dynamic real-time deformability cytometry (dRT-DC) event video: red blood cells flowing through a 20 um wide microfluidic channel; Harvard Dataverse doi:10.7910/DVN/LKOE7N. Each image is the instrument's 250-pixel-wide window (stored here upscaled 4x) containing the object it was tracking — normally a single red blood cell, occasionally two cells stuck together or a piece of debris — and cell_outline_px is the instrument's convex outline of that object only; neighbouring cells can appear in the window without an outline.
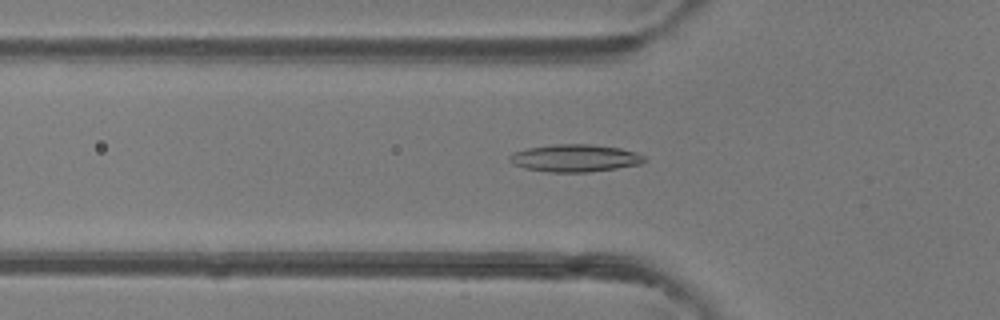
{"species": "common noctule bat (a hibernating species)", "species_latin": "Nyctalus noctula", "temperature_condition": "room temperature", "stored_images_in_passage": 50, "camera_frame_rate_fps": 3000, "um_per_image_px": 0.085, "animal": {"sex": "female"}, "frame": {"image": 1, "passage_image": 17, "time_ms": 5.333, "image_size_px": [1000, 320], "cell_outline_px": [[648, 160], [640, 164], [616, 168], [588, 172], [548, 172], [524, 168], [512, 164], [508, 160], [508, 156], [512, 152], [528, 148], [556, 144], [592, 144], [620, 148], [636, 152], [644, 156]], "centroid_in_image_um": [48.85, 13.44], "position_along_channel_um": 76.9, "area_um2": 21.68}}
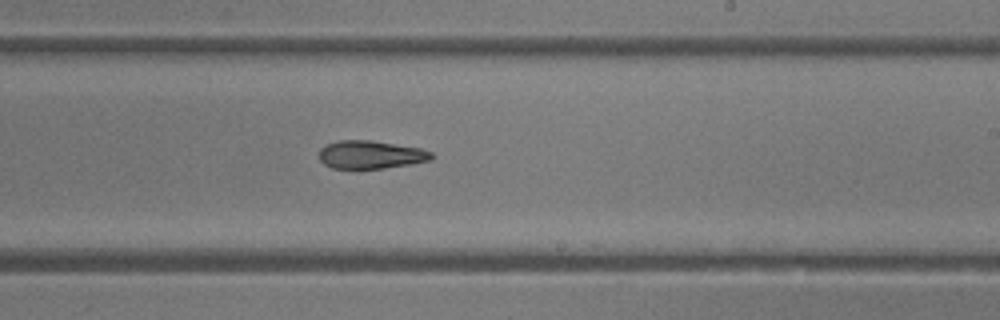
{"frame": {"image": 2, "passage_image": 30, "time_ms": 9.667, "image_size_px": [1000, 320], "cell_outline_px": [[432, 160], [412, 164], [384, 168], [332, 168], [324, 164], [320, 160], [320, 148], [324, 144], [340, 140], [372, 140], [420, 148], [432, 152]], "centroid_in_image_um": [31.5, 13.14], "position_along_channel_um": 257.5, "area_um2": 18.44}}
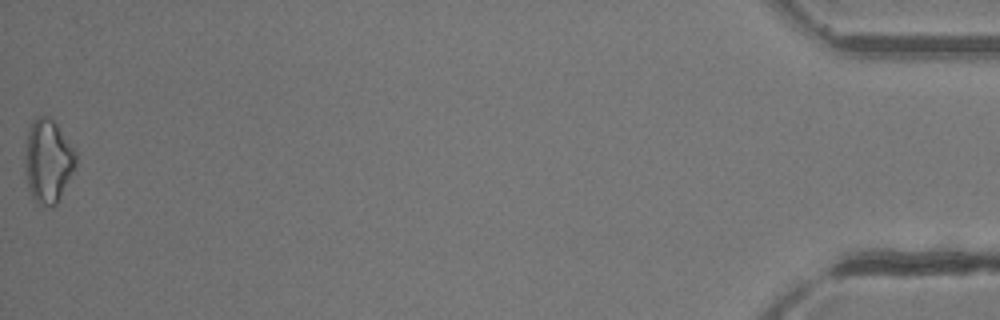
{"frame": {"image": 3, "passage_image": 50, "time_ms": 16.333, "image_size_px": [1000, 320], "cell_outline_px": [[76, 164], [56, 204], [52, 208], [36, 204], [32, 196], [28, 184], [24, 168], [24, 160], [28, 132], [36, 116], [48, 116], [56, 124], [76, 148]], "centroid_in_image_um": [4.08, 13.69], "position_along_channel_um": 431.1, "area_um2": 24.68}}